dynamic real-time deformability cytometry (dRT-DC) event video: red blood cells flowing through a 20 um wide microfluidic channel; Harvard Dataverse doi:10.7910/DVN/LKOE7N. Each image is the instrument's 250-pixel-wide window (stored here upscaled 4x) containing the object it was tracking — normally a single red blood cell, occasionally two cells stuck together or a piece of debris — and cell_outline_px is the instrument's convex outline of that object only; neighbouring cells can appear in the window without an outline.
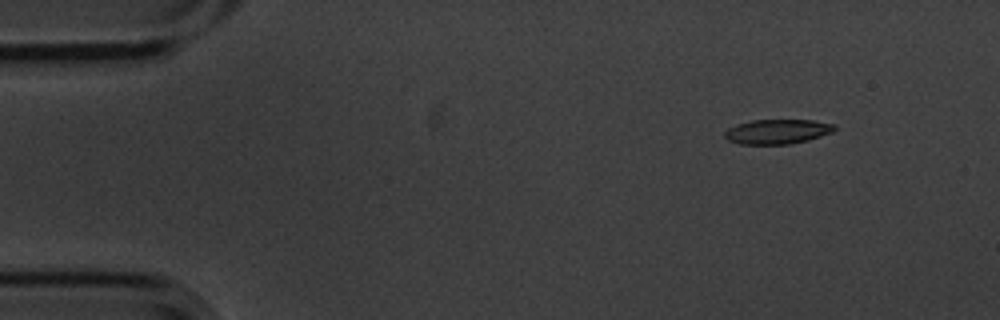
{"species": "common noctule bat (a hibernating species)", "species_latin": "Nyctalus noctula", "temperature_condition": "cold", "stored_images_in_passage": 4, "camera_frame_rate_fps": 3000, "um_per_image_px": 0.085, "animal": {"sex": "male", "body_mass_g": 20.1, "forearm_length_mm": 53.5}, "frame": {"image": 1, "passage_image": 1, "time_ms": 0.0, "image_size_px": [1000, 320], "cell_outline_px": [[836, 128], [832, 132], [808, 140], [788, 144], [740, 144], [728, 140], [724, 136], [724, 132], [728, 128], [736, 124], [752, 120], [812, 120], [836, 124]], "centroid_in_image_um": [66.06, 11.18], "position_along_channel_um": 18.9, "area_um2": 15.78}}
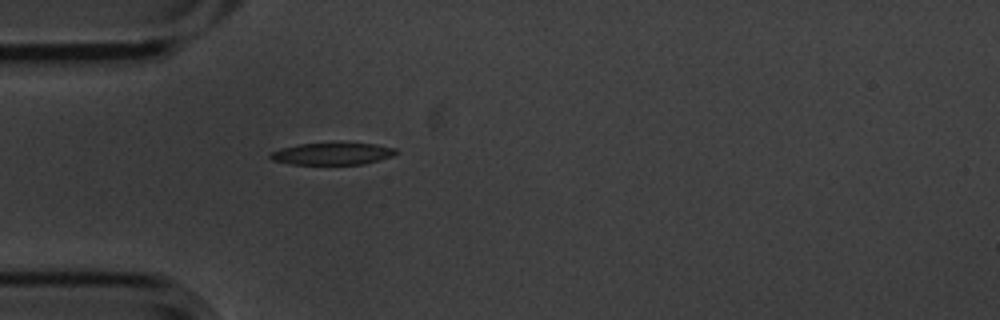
{"frame": {"image": 2, "passage_image": 4, "time_ms": 1.0, "image_size_px": [1000, 320], "cell_outline_px": [[400, 152], [392, 156], [364, 164], [292, 164], [272, 160], [268, 156], [272, 152], [280, 148], [296, 144], [332, 140], [376, 144], [396, 148]], "centroid_in_image_um": [28.27, 13.01], "position_along_channel_um": 56.7, "area_um2": 17.05}}